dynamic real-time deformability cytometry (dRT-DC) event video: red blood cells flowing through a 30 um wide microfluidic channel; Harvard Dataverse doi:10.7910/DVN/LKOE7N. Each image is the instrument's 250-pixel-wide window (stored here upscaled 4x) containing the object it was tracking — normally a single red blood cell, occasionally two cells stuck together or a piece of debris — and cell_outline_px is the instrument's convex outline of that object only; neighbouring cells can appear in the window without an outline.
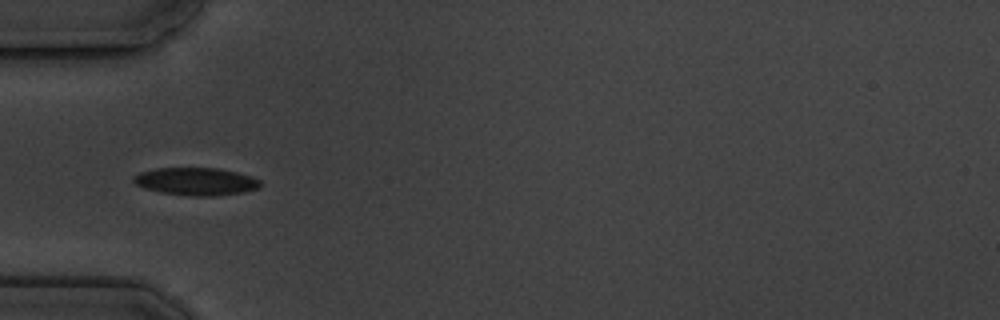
{"species": "common noctule bat (a hibernating species)", "species_latin": "Nyctalus noctula", "temperature_condition": "cold", "stored_images_in_passage": 8, "camera_frame_rate_fps": 3000, "um_per_image_px": 0.085, "animal": {"sex": "male", "body_mass_g": 19.5, "forearm_length_mm": 54.6}, "frame": {"image": 1, "passage_image": 1, "time_ms": 0.0, "image_size_px": [1000, 320], "cell_outline_px": [[260, 188], [244, 192], [216, 196], [192, 196], [160, 192], [144, 188], [136, 184], [132, 180], [132, 176], [140, 172], [156, 168], [220, 168], [252, 176], [260, 180]], "centroid_in_image_um": [16.67, 15.42], "position_along_channel_um": 68.3, "area_um2": 20.58}}
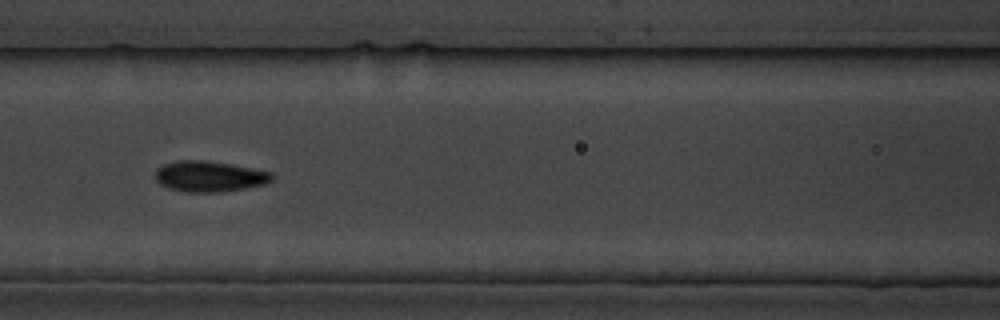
{"frame": {"image": 2, "passage_image": 3, "time_ms": 2.333, "image_size_px": [1000, 320], "cell_outline_px": [[272, 180], [264, 184], [244, 188], [220, 192], [184, 192], [168, 188], [160, 184], [156, 180], [156, 168], [164, 164], [176, 160], [204, 160], [232, 164], [272, 172]], "centroid_in_image_um": [17.77, 14.99], "position_along_channel_um": 148.8, "area_um2": 20.92}}
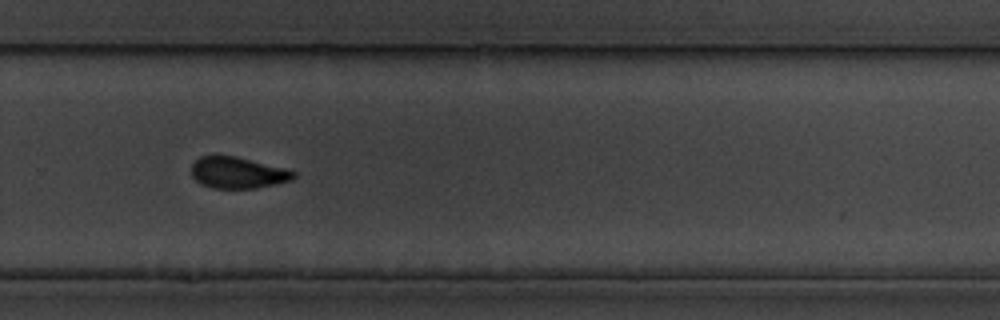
{"frame": {"image": 3, "passage_image": 7, "time_ms": 7.0, "image_size_px": [1000, 320], "cell_outline_px": [[296, 176], [292, 180], [256, 188], [212, 188], [200, 184], [192, 176], [192, 164], [200, 156], [236, 156], [288, 168], [296, 172]], "centroid_in_image_um": [20.24, 14.68], "position_along_channel_um": 309.6, "area_um2": 18.79}}